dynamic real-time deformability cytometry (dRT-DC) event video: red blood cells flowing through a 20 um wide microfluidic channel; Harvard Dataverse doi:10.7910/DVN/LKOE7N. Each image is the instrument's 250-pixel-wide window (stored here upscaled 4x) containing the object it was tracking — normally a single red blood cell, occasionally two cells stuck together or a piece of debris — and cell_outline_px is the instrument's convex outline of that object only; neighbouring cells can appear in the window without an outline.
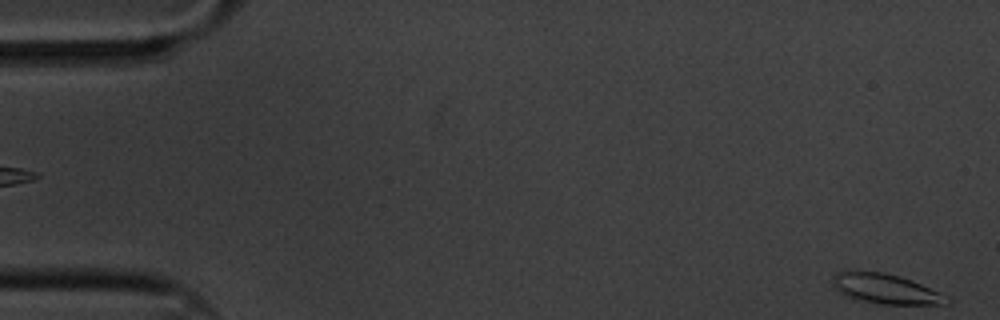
{"species": "common noctule bat (a hibernating species)", "species_latin": "Nyctalus noctula", "temperature_condition": "cold", "stored_images_in_passage": 6, "segment_of_instrument_passage": [2, 2], "camera_frame_rate_fps": 3000, "um_per_image_px": 0.085, "animal": {"sex": "male", "body_mass_g": 20.1, "forearm_length_mm": 53.5}, "frame": {"image": 1, "passage_image": 6, "time_ms": 1.667, "image_size_px": [1000, 320], "cell_outline_px": [[952, 300], [948, 304], [880, 304], [852, 300], [844, 296], [832, 284], [832, 276], [836, 272], [884, 272], [900, 276], [920, 284]], "centroid_in_image_um": [75.2, 24.57], "position_along_channel_um": 9.8, "area_um2": 19.65}}